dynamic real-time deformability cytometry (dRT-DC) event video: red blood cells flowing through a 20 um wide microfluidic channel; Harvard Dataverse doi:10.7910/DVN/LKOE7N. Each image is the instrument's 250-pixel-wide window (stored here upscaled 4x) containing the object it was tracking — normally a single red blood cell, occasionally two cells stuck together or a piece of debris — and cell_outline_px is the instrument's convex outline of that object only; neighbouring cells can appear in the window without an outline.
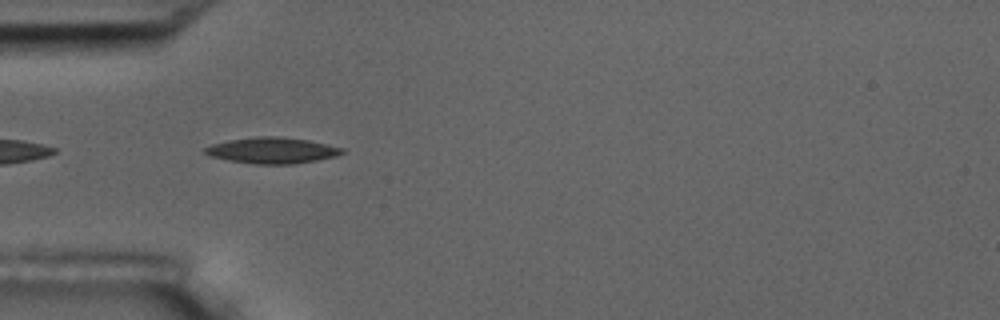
{"species": "common noctule bat (a hibernating species)", "species_latin": "Nyctalus noctula", "temperature_condition": "room temperature", "stored_images_in_passage": 4, "camera_frame_rate_fps": 3000, "um_per_image_px": 0.085, "animal": {"sex": "male", "body_mass_g": 17.5, "forearm_length_mm": 52.3}, "frame": {"image": 1, "passage_image": 2, "time_ms": 0.333, "image_size_px": [1000, 320], "cell_outline_px": [[344, 152], [336, 156], [316, 160], [292, 164], [256, 164], [228, 160], [208, 156], [204, 152], [204, 148], [212, 144], [228, 140], [256, 136], [276, 136], [308, 140], [328, 144], [344, 148]], "centroid_in_image_um": [23.11, 12.78], "position_along_channel_um": 61.9, "area_um2": 20.81}}